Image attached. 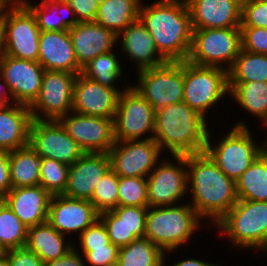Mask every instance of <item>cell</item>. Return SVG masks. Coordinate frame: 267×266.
<instances>
[{
  "mask_svg": "<svg viewBox=\"0 0 267 266\" xmlns=\"http://www.w3.org/2000/svg\"><path fill=\"white\" fill-rule=\"evenodd\" d=\"M187 201L203 222L217 223L237 203L236 185L205 153L186 155ZM206 219V220H204Z\"/></svg>",
  "mask_w": 267,
  "mask_h": 266,
  "instance_id": "obj_1",
  "label": "cell"
},
{
  "mask_svg": "<svg viewBox=\"0 0 267 266\" xmlns=\"http://www.w3.org/2000/svg\"><path fill=\"white\" fill-rule=\"evenodd\" d=\"M142 1L139 19L167 62L187 59L192 42V22L186 0Z\"/></svg>",
  "mask_w": 267,
  "mask_h": 266,
  "instance_id": "obj_2",
  "label": "cell"
},
{
  "mask_svg": "<svg viewBox=\"0 0 267 266\" xmlns=\"http://www.w3.org/2000/svg\"><path fill=\"white\" fill-rule=\"evenodd\" d=\"M208 122L185 102L171 104L156 111L153 139L170 156L201 153L210 129Z\"/></svg>",
  "mask_w": 267,
  "mask_h": 266,
  "instance_id": "obj_3",
  "label": "cell"
},
{
  "mask_svg": "<svg viewBox=\"0 0 267 266\" xmlns=\"http://www.w3.org/2000/svg\"><path fill=\"white\" fill-rule=\"evenodd\" d=\"M201 220L187 201L171 206L148 207L145 238L165 253L164 261H166L172 252L174 254L185 244L187 245L193 236H197L196 232L204 228Z\"/></svg>",
  "mask_w": 267,
  "mask_h": 266,
  "instance_id": "obj_4",
  "label": "cell"
},
{
  "mask_svg": "<svg viewBox=\"0 0 267 266\" xmlns=\"http://www.w3.org/2000/svg\"><path fill=\"white\" fill-rule=\"evenodd\" d=\"M246 124L243 119L235 122L219 140H215V135L211 134L213 129L207 135L204 152L234 181L267 149V137L261 142L251 134L250 126Z\"/></svg>",
  "mask_w": 267,
  "mask_h": 266,
  "instance_id": "obj_5",
  "label": "cell"
},
{
  "mask_svg": "<svg viewBox=\"0 0 267 266\" xmlns=\"http://www.w3.org/2000/svg\"><path fill=\"white\" fill-rule=\"evenodd\" d=\"M215 228L234 248L266 254L267 201L238 200Z\"/></svg>",
  "mask_w": 267,
  "mask_h": 266,
  "instance_id": "obj_6",
  "label": "cell"
},
{
  "mask_svg": "<svg viewBox=\"0 0 267 266\" xmlns=\"http://www.w3.org/2000/svg\"><path fill=\"white\" fill-rule=\"evenodd\" d=\"M229 97L228 71L209 66H199L184 60V98L190 108L207 121L212 109ZM209 111V113H208ZM208 116V117H207Z\"/></svg>",
  "mask_w": 267,
  "mask_h": 266,
  "instance_id": "obj_7",
  "label": "cell"
},
{
  "mask_svg": "<svg viewBox=\"0 0 267 266\" xmlns=\"http://www.w3.org/2000/svg\"><path fill=\"white\" fill-rule=\"evenodd\" d=\"M0 24L4 54L38 62L41 30L34 14L21 0H14L6 8Z\"/></svg>",
  "mask_w": 267,
  "mask_h": 266,
  "instance_id": "obj_8",
  "label": "cell"
},
{
  "mask_svg": "<svg viewBox=\"0 0 267 266\" xmlns=\"http://www.w3.org/2000/svg\"><path fill=\"white\" fill-rule=\"evenodd\" d=\"M241 50L240 28L193 29L187 61L228 71Z\"/></svg>",
  "mask_w": 267,
  "mask_h": 266,
  "instance_id": "obj_9",
  "label": "cell"
},
{
  "mask_svg": "<svg viewBox=\"0 0 267 266\" xmlns=\"http://www.w3.org/2000/svg\"><path fill=\"white\" fill-rule=\"evenodd\" d=\"M131 85L150 103L155 111L183 102L184 61L164 64L136 72Z\"/></svg>",
  "mask_w": 267,
  "mask_h": 266,
  "instance_id": "obj_10",
  "label": "cell"
},
{
  "mask_svg": "<svg viewBox=\"0 0 267 266\" xmlns=\"http://www.w3.org/2000/svg\"><path fill=\"white\" fill-rule=\"evenodd\" d=\"M146 179L148 207L171 206L190 199L186 155L168 157L167 154Z\"/></svg>",
  "mask_w": 267,
  "mask_h": 266,
  "instance_id": "obj_11",
  "label": "cell"
},
{
  "mask_svg": "<svg viewBox=\"0 0 267 266\" xmlns=\"http://www.w3.org/2000/svg\"><path fill=\"white\" fill-rule=\"evenodd\" d=\"M155 116L150 103L132 85L128 86L120 93L114 116L115 141L153 139Z\"/></svg>",
  "mask_w": 267,
  "mask_h": 266,
  "instance_id": "obj_12",
  "label": "cell"
},
{
  "mask_svg": "<svg viewBox=\"0 0 267 266\" xmlns=\"http://www.w3.org/2000/svg\"><path fill=\"white\" fill-rule=\"evenodd\" d=\"M77 74L45 70L40 93L29 107L36 120H59L72 112L73 86Z\"/></svg>",
  "mask_w": 267,
  "mask_h": 266,
  "instance_id": "obj_13",
  "label": "cell"
},
{
  "mask_svg": "<svg viewBox=\"0 0 267 266\" xmlns=\"http://www.w3.org/2000/svg\"><path fill=\"white\" fill-rule=\"evenodd\" d=\"M162 154L154 139L116 141L108 151L111 169L123 177L147 178L162 160Z\"/></svg>",
  "mask_w": 267,
  "mask_h": 266,
  "instance_id": "obj_14",
  "label": "cell"
},
{
  "mask_svg": "<svg viewBox=\"0 0 267 266\" xmlns=\"http://www.w3.org/2000/svg\"><path fill=\"white\" fill-rule=\"evenodd\" d=\"M28 145L42 158L54 159L69 166L84 154L58 120L33 119Z\"/></svg>",
  "mask_w": 267,
  "mask_h": 266,
  "instance_id": "obj_15",
  "label": "cell"
},
{
  "mask_svg": "<svg viewBox=\"0 0 267 266\" xmlns=\"http://www.w3.org/2000/svg\"><path fill=\"white\" fill-rule=\"evenodd\" d=\"M84 153H108L115 144L114 117L69 112L58 120Z\"/></svg>",
  "mask_w": 267,
  "mask_h": 266,
  "instance_id": "obj_16",
  "label": "cell"
},
{
  "mask_svg": "<svg viewBox=\"0 0 267 266\" xmlns=\"http://www.w3.org/2000/svg\"><path fill=\"white\" fill-rule=\"evenodd\" d=\"M44 71L36 61L17 59L5 54L0 60V75L6 82L13 102L28 107L40 93Z\"/></svg>",
  "mask_w": 267,
  "mask_h": 266,
  "instance_id": "obj_17",
  "label": "cell"
},
{
  "mask_svg": "<svg viewBox=\"0 0 267 266\" xmlns=\"http://www.w3.org/2000/svg\"><path fill=\"white\" fill-rule=\"evenodd\" d=\"M98 219L99 213L90 200L65 195L51 196L47 222L70 239L73 234L78 237Z\"/></svg>",
  "mask_w": 267,
  "mask_h": 266,
  "instance_id": "obj_18",
  "label": "cell"
},
{
  "mask_svg": "<svg viewBox=\"0 0 267 266\" xmlns=\"http://www.w3.org/2000/svg\"><path fill=\"white\" fill-rule=\"evenodd\" d=\"M130 85L123 83L124 89H113L79 73L73 86L72 112L96 117H114L120 93Z\"/></svg>",
  "mask_w": 267,
  "mask_h": 266,
  "instance_id": "obj_19",
  "label": "cell"
},
{
  "mask_svg": "<svg viewBox=\"0 0 267 266\" xmlns=\"http://www.w3.org/2000/svg\"><path fill=\"white\" fill-rule=\"evenodd\" d=\"M110 169L108 153H84L69 166L67 186L62 195L91 200L99 180Z\"/></svg>",
  "mask_w": 267,
  "mask_h": 266,
  "instance_id": "obj_20",
  "label": "cell"
},
{
  "mask_svg": "<svg viewBox=\"0 0 267 266\" xmlns=\"http://www.w3.org/2000/svg\"><path fill=\"white\" fill-rule=\"evenodd\" d=\"M68 32L81 68L98 55L115 50L118 44L117 35L96 22L73 23Z\"/></svg>",
  "mask_w": 267,
  "mask_h": 266,
  "instance_id": "obj_21",
  "label": "cell"
},
{
  "mask_svg": "<svg viewBox=\"0 0 267 266\" xmlns=\"http://www.w3.org/2000/svg\"><path fill=\"white\" fill-rule=\"evenodd\" d=\"M118 45L123 54L131 60L136 67L134 71H140L167 62L159 53L153 37L148 32L140 19L134 21L117 35Z\"/></svg>",
  "mask_w": 267,
  "mask_h": 266,
  "instance_id": "obj_22",
  "label": "cell"
},
{
  "mask_svg": "<svg viewBox=\"0 0 267 266\" xmlns=\"http://www.w3.org/2000/svg\"><path fill=\"white\" fill-rule=\"evenodd\" d=\"M38 62L44 70L82 72L68 30L40 32Z\"/></svg>",
  "mask_w": 267,
  "mask_h": 266,
  "instance_id": "obj_23",
  "label": "cell"
},
{
  "mask_svg": "<svg viewBox=\"0 0 267 266\" xmlns=\"http://www.w3.org/2000/svg\"><path fill=\"white\" fill-rule=\"evenodd\" d=\"M51 196L42 186L12 188L2 200L27 227L47 222Z\"/></svg>",
  "mask_w": 267,
  "mask_h": 266,
  "instance_id": "obj_24",
  "label": "cell"
},
{
  "mask_svg": "<svg viewBox=\"0 0 267 266\" xmlns=\"http://www.w3.org/2000/svg\"><path fill=\"white\" fill-rule=\"evenodd\" d=\"M193 29L240 28L242 9L229 0H186Z\"/></svg>",
  "mask_w": 267,
  "mask_h": 266,
  "instance_id": "obj_25",
  "label": "cell"
},
{
  "mask_svg": "<svg viewBox=\"0 0 267 266\" xmlns=\"http://www.w3.org/2000/svg\"><path fill=\"white\" fill-rule=\"evenodd\" d=\"M32 120L28 106L13 103L0 108V150L9 152L28 145Z\"/></svg>",
  "mask_w": 267,
  "mask_h": 266,
  "instance_id": "obj_26",
  "label": "cell"
},
{
  "mask_svg": "<svg viewBox=\"0 0 267 266\" xmlns=\"http://www.w3.org/2000/svg\"><path fill=\"white\" fill-rule=\"evenodd\" d=\"M72 240L45 222L28 228L26 247L47 262L61 258L71 250L74 247Z\"/></svg>",
  "mask_w": 267,
  "mask_h": 266,
  "instance_id": "obj_27",
  "label": "cell"
},
{
  "mask_svg": "<svg viewBox=\"0 0 267 266\" xmlns=\"http://www.w3.org/2000/svg\"><path fill=\"white\" fill-rule=\"evenodd\" d=\"M229 99L232 98L244 111H247L256 120L261 121L260 126L267 128V82H228Z\"/></svg>",
  "mask_w": 267,
  "mask_h": 266,
  "instance_id": "obj_28",
  "label": "cell"
},
{
  "mask_svg": "<svg viewBox=\"0 0 267 266\" xmlns=\"http://www.w3.org/2000/svg\"><path fill=\"white\" fill-rule=\"evenodd\" d=\"M42 157L29 145L9 151L12 188L37 186L40 183Z\"/></svg>",
  "mask_w": 267,
  "mask_h": 266,
  "instance_id": "obj_29",
  "label": "cell"
},
{
  "mask_svg": "<svg viewBox=\"0 0 267 266\" xmlns=\"http://www.w3.org/2000/svg\"><path fill=\"white\" fill-rule=\"evenodd\" d=\"M142 0H108L99 4L94 22L118 35L139 19Z\"/></svg>",
  "mask_w": 267,
  "mask_h": 266,
  "instance_id": "obj_30",
  "label": "cell"
},
{
  "mask_svg": "<svg viewBox=\"0 0 267 266\" xmlns=\"http://www.w3.org/2000/svg\"><path fill=\"white\" fill-rule=\"evenodd\" d=\"M238 200L267 201V149L235 181Z\"/></svg>",
  "mask_w": 267,
  "mask_h": 266,
  "instance_id": "obj_31",
  "label": "cell"
},
{
  "mask_svg": "<svg viewBox=\"0 0 267 266\" xmlns=\"http://www.w3.org/2000/svg\"><path fill=\"white\" fill-rule=\"evenodd\" d=\"M21 1L32 11L41 31L68 30L73 24L63 0Z\"/></svg>",
  "mask_w": 267,
  "mask_h": 266,
  "instance_id": "obj_32",
  "label": "cell"
},
{
  "mask_svg": "<svg viewBox=\"0 0 267 266\" xmlns=\"http://www.w3.org/2000/svg\"><path fill=\"white\" fill-rule=\"evenodd\" d=\"M118 56L115 50L98 55L82 68L81 73L103 86L120 89L117 86L123 79L122 74L125 68H123L121 57Z\"/></svg>",
  "mask_w": 267,
  "mask_h": 266,
  "instance_id": "obj_33",
  "label": "cell"
},
{
  "mask_svg": "<svg viewBox=\"0 0 267 266\" xmlns=\"http://www.w3.org/2000/svg\"><path fill=\"white\" fill-rule=\"evenodd\" d=\"M165 253L147 238L119 248L117 266H164Z\"/></svg>",
  "mask_w": 267,
  "mask_h": 266,
  "instance_id": "obj_34",
  "label": "cell"
},
{
  "mask_svg": "<svg viewBox=\"0 0 267 266\" xmlns=\"http://www.w3.org/2000/svg\"><path fill=\"white\" fill-rule=\"evenodd\" d=\"M267 82V54L240 50L228 70V82Z\"/></svg>",
  "mask_w": 267,
  "mask_h": 266,
  "instance_id": "obj_35",
  "label": "cell"
},
{
  "mask_svg": "<svg viewBox=\"0 0 267 266\" xmlns=\"http://www.w3.org/2000/svg\"><path fill=\"white\" fill-rule=\"evenodd\" d=\"M28 228L5 204L0 202V250L2 252L25 247Z\"/></svg>",
  "mask_w": 267,
  "mask_h": 266,
  "instance_id": "obj_36",
  "label": "cell"
},
{
  "mask_svg": "<svg viewBox=\"0 0 267 266\" xmlns=\"http://www.w3.org/2000/svg\"><path fill=\"white\" fill-rule=\"evenodd\" d=\"M40 183L50 195H62L67 186L69 165L54 159L42 158Z\"/></svg>",
  "mask_w": 267,
  "mask_h": 266,
  "instance_id": "obj_37",
  "label": "cell"
},
{
  "mask_svg": "<svg viewBox=\"0 0 267 266\" xmlns=\"http://www.w3.org/2000/svg\"><path fill=\"white\" fill-rule=\"evenodd\" d=\"M119 176L110 169L95 187L90 202L100 214L118 207Z\"/></svg>",
  "mask_w": 267,
  "mask_h": 266,
  "instance_id": "obj_38",
  "label": "cell"
},
{
  "mask_svg": "<svg viewBox=\"0 0 267 266\" xmlns=\"http://www.w3.org/2000/svg\"><path fill=\"white\" fill-rule=\"evenodd\" d=\"M148 207L147 179L119 176L118 207Z\"/></svg>",
  "mask_w": 267,
  "mask_h": 266,
  "instance_id": "obj_39",
  "label": "cell"
},
{
  "mask_svg": "<svg viewBox=\"0 0 267 266\" xmlns=\"http://www.w3.org/2000/svg\"><path fill=\"white\" fill-rule=\"evenodd\" d=\"M147 210L148 207L139 206H120L112 210L127 227V245L134 240L145 238Z\"/></svg>",
  "mask_w": 267,
  "mask_h": 266,
  "instance_id": "obj_40",
  "label": "cell"
},
{
  "mask_svg": "<svg viewBox=\"0 0 267 266\" xmlns=\"http://www.w3.org/2000/svg\"><path fill=\"white\" fill-rule=\"evenodd\" d=\"M75 249H80L86 266H117L119 247L112 243L99 248Z\"/></svg>",
  "mask_w": 267,
  "mask_h": 266,
  "instance_id": "obj_41",
  "label": "cell"
},
{
  "mask_svg": "<svg viewBox=\"0 0 267 266\" xmlns=\"http://www.w3.org/2000/svg\"><path fill=\"white\" fill-rule=\"evenodd\" d=\"M73 238L74 248H99L111 243L107 229L100 219L84 230L76 240Z\"/></svg>",
  "mask_w": 267,
  "mask_h": 266,
  "instance_id": "obj_42",
  "label": "cell"
},
{
  "mask_svg": "<svg viewBox=\"0 0 267 266\" xmlns=\"http://www.w3.org/2000/svg\"><path fill=\"white\" fill-rule=\"evenodd\" d=\"M241 49L247 52L267 54V28L240 26Z\"/></svg>",
  "mask_w": 267,
  "mask_h": 266,
  "instance_id": "obj_43",
  "label": "cell"
},
{
  "mask_svg": "<svg viewBox=\"0 0 267 266\" xmlns=\"http://www.w3.org/2000/svg\"><path fill=\"white\" fill-rule=\"evenodd\" d=\"M240 26L267 28V0H247L242 7Z\"/></svg>",
  "mask_w": 267,
  "mask_h": 266,
  "instance_id": "obj_44",
  "label": "cell"
},
{
  "mask_svg": "<svg viewBox=\"0 0 267 266\" xmlns=\"http://www.w3.org/2000/svg\"><path fill=\"white\" fill-rule=\"evenodd\" d=\"M99 219L105 225L110 242L119 248L127 245V227L123 220L112 211H104L99 214Z\"/></svg>",
  "mask_w": 267,
  "mask_h": 266,
  "instance_id": "obj_45",
  "label": "cell"
},
{
  "mask_svg": "<svg viewBox=\"0 0 267 266\" xmlns=\"http://www.w3.org/2000/svg\"><path fill=\"white\" fill-rule=\"evenodd\" d=\"M73 23L94 22L98 2L96 0H63Z\"/></svg>",
  "mask_w": 267,
  "mask_h": 266,
  "instance_id": "obj_46",
  "label": "cell"
},
{
  "mask_svg": "<svg viewBox=\"0 0 267 266\" xmlns=\"http://www.w3.org/2000/svg\"><path fill=\"white\" fill-rule=\"evenodd\" d=\"M9 266H43L44 262L26 246L3 252Z\"/></svg>",
  "mask_w": 267,
  "mask_h": 266,
  "instance_id": "obj_47",
  "label": "cell"
},
{
  "mask_svg": "<svg viewBox=\"0 0 267 266\" xmlns=\"http://www.w3.org/2000/svg\"><path fill=\"white\" fill-rule=\"evenodd\" d=\"M11 189L9 152L0 150V198H3Z\"/></svg>",
  "mask_w": 267,
  "mask_h": 266,
  "instance_id": "obj_48",
  "label": "cell"
},
{
  "mask_svg": "<svg viewBox=\"0 0 267 266\" xmlns=\"http://www.w3.org/2000/svg\"><path fill=\"white\" fill-rule=\"evenodd\" d=\"M43 266H86L83 255L74 247L63 257L44 262Z\"/></svg>",
  "mask_w": 267,
  "mask_h": 266,
  "instance_id": "obj_49",
  "label": "cell"
},
{
  "mask_svg": "<svg viewBox=\"0 0 267 266\" xmlns=\"http://www.w3.org/2000/svg\"><path fill=\"white\" fill-rule=\"evenodd\" d=\"M187 257L188 258H185V259L181 258V260L179 259V261L174 260V262L171 265L170 264L167 265V263H169L170 260L164 261V266H222V264L220 265V263L218 264V262L217 263L207 262L205 258L197 259L196 257L195 258L191 256H187Z\"/></svg>",
  "mask_w": 267,
  "mask_h": 266,
  "instance_id": "obj_50",
  "label": "cell"
},
{
  "mask_svg": "<svg viewBox=\"0 0 267 266\" xmlns=\"http://www.w3.org/2000/svg\"><path fill=\"white\" fill-rule=\"evenodd\" d=\"M12 97L10 92L8 91L6 82L3 80L2 76L0 75V108L13 104Z\"/></svg>",
  "mask_w": 267,
  "mask_h": 266,
  "instance_id": "obj_51",
  "label": "cell"
},
{
  "mask_svg": "<svg viewBox=\"0 0 267 266\" xmlns=\"http://www.w3.org/2000/svg\"><path fill=\"white\" fill-rule=\"evenodd\" d=\"M14 0H0V18L4 14L6 8L13 2Z\"/></svg>",
  "mask_w": 267,
  "mask_h": 266,
  "instance_id": "obj_52",
  "label": "cell"
},
{
  "mask_svg": "<svg viewBox=\"0 0 267 266\" xmlns=\"http://www.w3.org/2000/svg\"><path fill=\"white\" fill-rule=\"evenodd\" d=\"M4 54V48H3V30H2V26L0 24V60H1V57L3 56Z\"/></svg>",
  "mask_w": 267,
  "mask_h": 266,
  "instance_id": "obj_53",
  "label": "cell"
},
{
  "mask_svg": "<svg viewBox=\"0 0 267 266\" xmlns=\"http://www.w3.org/2000/svg\"><path fill=\"white\" fill-rule=\"evenodd\" d=\"M0 266H9L8 258L4 253L0 254Z\"/></svg>",
  "mask_w": 267,
  "mask_h": 266,
  "instance_id": "obj_54",
  "label": "cell"
},
{
  "mask_svg": "<svg viewBox=\"0 0 267 266\" xmlns=\"http://www.w3.org/2000/svg\"><path fill=\"white\" fill-rule=\"evenodd\" d=\"M229 1L236 3L242 9L243 5L246 3L247 0H229Z\"/></svg>",
  "mask_w": 267,
  "mask_h": 266,
  "instance_id": "obj_55",
  "label": "cell"
},
{
  "mask_svg": "<svg viewBox=\"0 0 267 266\" xmlns=\"http://www.w3.org/2000/svg\"><path fill=\"white\" fill-rule=\"evenodd\" d=\"M96 1L98 2V4H101V3L106 2L108 0H96Z\"/></svg>",
  "mask_w": 267,
  "mask_h": 266,
  "instance_id": "obj_56",
  "label": "cell"
}]
</instances>
